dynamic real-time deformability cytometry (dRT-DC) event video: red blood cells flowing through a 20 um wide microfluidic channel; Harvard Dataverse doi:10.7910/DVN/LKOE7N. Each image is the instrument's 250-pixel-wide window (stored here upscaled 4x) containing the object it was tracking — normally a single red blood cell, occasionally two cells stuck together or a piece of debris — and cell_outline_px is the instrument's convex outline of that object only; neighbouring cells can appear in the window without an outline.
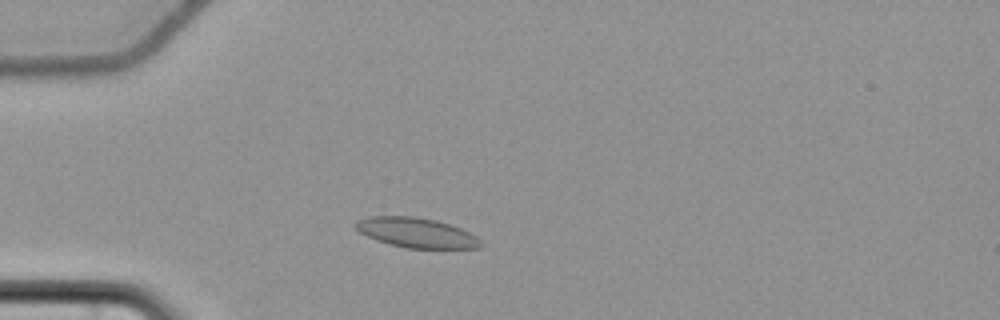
{"species": "common noctule bat (a hibernating species)", "species_latin": "Nyctalus noctula", "temperature_condition": "cold", "stored_images_in_passage": 50, "camera_frame_rate_fps": 3000, "um_per_image_px": 0.085, "animal": {"sex": "female", "body_mass_g": 22.7, "forearm_length_mm": 54.2}, "frame": {"image": 1, "passage_image": 9, "time_ms": 2.667, "image_size_px": [1000, 320], "cell_outline_px": [[484, 244], [480, 248], [408, 248], [388, 244], [376, 240], [360, 232], [352, 224], [356, 220], [368, 216], [412, 216], [436, 220], [460, 228], [476, 236]], "centroid_in_image_um": [35.37, 19.77], "position_along_channel_um": 49.6, "area_um2": 21.79}}
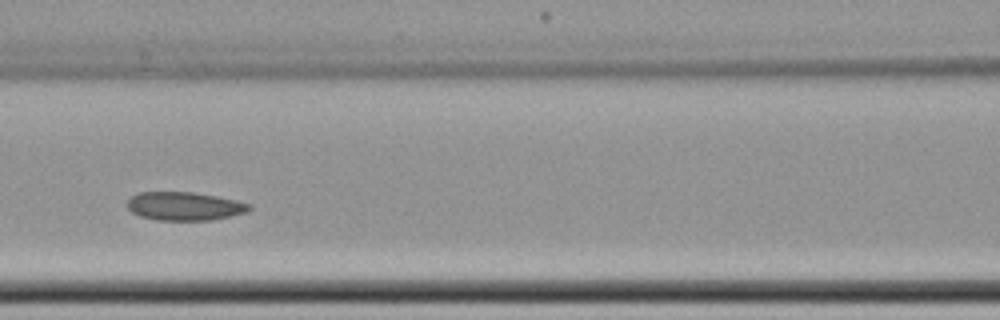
{"frame": {"image": 2, "passage_image": 19, "time_ms": 6.0, "image_size_px": [1000, 320], "cell_outline_px": [[252, 208], [248, 212], [212, 220], [156, 220], [140, 216], [132, 212], [128, 208], [128, 200], [132, 196], [140, 192], [192, 192], [216, 196], [236, 200], [248, 204]], "centroid_in_image_um": [15.69, 17.53], "position_along_channel_um": 150.9, "area_um2": 20.11}}
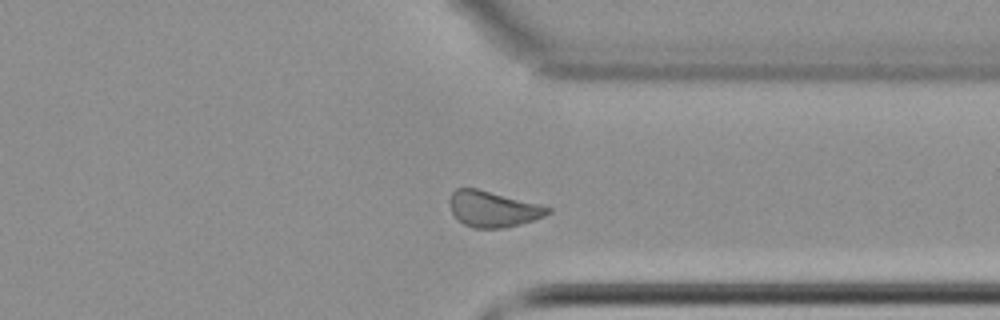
{"frame": {"image": 3, "passage_image": 37, "time_ms": 12.0, "image_size_px": [1000, 320], "cell_outline_px": [[552, 212], [544, 216], [508, 228], [472, 228], [456, 220], [448, 204], [448, 196], [456, 188], [476, 188], [552, 208]], "centroid_in_image_um": [41.83, 17.78], "position_along_channel_um": 369.6, "area_um2": 20.58}, "authors_computed_cell_mechanics": {"area_um2": 20.8947, "velocity_mm_per_s": 3.6382, "shape_relaxation_time_tau1_ms": null, "shape_relaxation_time_tau2_ms": 6.1556, "deformation_change_tau1": null, "deformation_change_tau2": 0.0935}}